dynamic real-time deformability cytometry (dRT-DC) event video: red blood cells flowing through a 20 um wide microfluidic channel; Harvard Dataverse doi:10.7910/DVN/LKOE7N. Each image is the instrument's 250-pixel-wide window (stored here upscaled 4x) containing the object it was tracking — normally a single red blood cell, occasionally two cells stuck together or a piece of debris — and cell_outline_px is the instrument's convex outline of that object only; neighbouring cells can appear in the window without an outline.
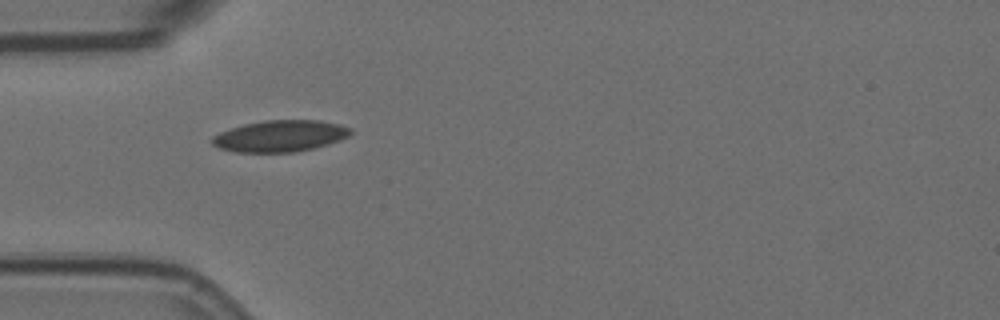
{"species": "Egyptian fruit bat (a non-hibernating species)", "species_latin": "Rousettus aegyptiacus", "temperature_condition": "room temperature", "stored_images_in_passage": 2, "camera_frame_rate_fps": 3000, "um_per_image_px": 0.085, "animal": {"sex": "female"}, "frame": {"image": 1, "passage_image": 1, "time_ms": 0.0, "image_size_px": [1000, 320], "cell_outline_px": [[352, 132], [348, 136], [340, 140], [328, 144], [312, 148], [292, 152], [236, 152], [220, 148], [212, 144], [212, 136], [220, 132], [244, 124], [264, 120], [320, 120], [340, 124], [352, 128]], "centroid_in_image_um": [23.83, 11.55], "position_along_channel_um": 61.2, "area_um2": 25.32}}
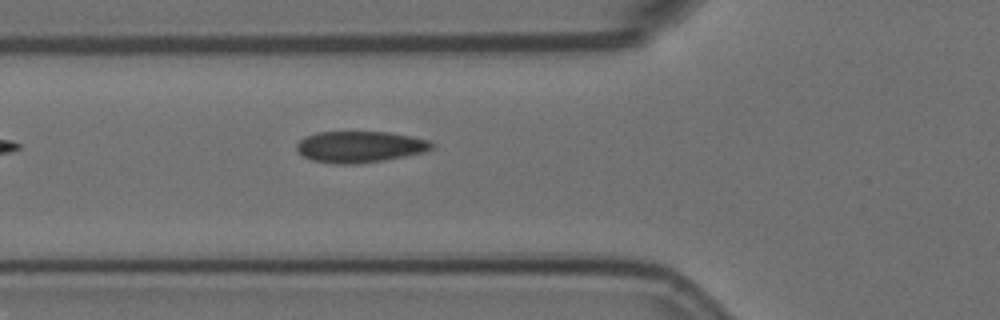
{"frame": {"image": 2, "passage_image": 2, "time_ms": 0.333, "image_size_px": [1000, 320], "cell_outline_px": [[436, 144], [432, 148], [424, 152], [384, 160], [356, 164], [332, 164], [312, 160], [304, 156], [296, 148], [296, 144], [304, 136], [316, 132], [388, 132], [412, 136], [428, 140]], "centroid_in_image_um": [30.58, 12.47], "position_along_channel_um": 95.2, "area_um2": 24.74}}